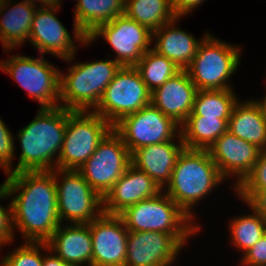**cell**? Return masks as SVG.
I'll list each match as a JSON object with an SVG mask.
<instances>
[{
  "mask_svg": "<svg viewBox=\"0 0 266 266\" xmlns=\"http://www.w3.org/2000/svg\"><path fill=\"white\" fill-rule=\"evenodd\" d=\"M2 183L11 198L12 224L25 242H47L59 227L57 188L52 171L8 174Z\"/></svg>",
  "mask_w": 266,
  "mask_h": 266,
  "instance_id": "obj_1",
  "label": "cell"
},
{
  "mask_svg": "<svg viewBox=\"0 0 266 266\" xmlns=\"http://www.w3.org/2000/svg\"><path fill=\"white\" fill-rule=\"evenodd\" d=\"M37 113L17 133L21 154L13 173L56 169L67 127L68 109L61 106L40 108Z\"/></svg>",
  "mask_w": 266,
  "mask_h": 266,
  "instance_id": "obj_2",
  "label": "cell"
},
{
  "mask_svg": "<svg viewBox=\"0 0 266 266\" xmlns=\"http://www.w3.org/2000/svg\"><path fill=\"white\" fill-rule=\"evenodd\" d=\"M225 180L208 149L184 148L180 153L165 193L192 219V208Z\"/></svg>",
  "mask_w": 266,
  "mask_h": 266,
  "instance_id": "obj_3",
  "label": "cell"
},
{
  "mask_svg": "<svg viewBox=\"0 0 266 266\" xmlns=\"http://www.w3.org/2000/svg\"><path fill=\"white\" fill-rule=\"evenodd\" d=\"M118 215L128 231L171 234L183 248L189 236L200 230L199 225L192 224L193 220L164 191L128 206Z\"/></svg>",
  "mask_w": 266,
  "mask_h": 266,
  "instance_id": "obj_4",
  "label": "cell"
},
{
  "mask_svg": "<svg viewBox=\"0 0 266 266\" xmlns=\"http://www.w3.org/2000/svg\"><path fill=\"white\" fill-rule=\"evenodd\" d=\"M121 67L112 58L75 63L67 74L60 71L59 106L71 111H93Z\"/></svg>",
  "mask_w": 266,
  "mask_h": 266,
  "instance_id": "obj_5",
  "label": "cell"
},
{
  "mask_svg": "<svg viewBox=\"0 0 266 266\" xmlns=\"http://www.w3.org/2000/svg\"><path fill=\"white\" fill-rule=\"evenodd\" d=\"M240 50L207 32L185 70L198 90L232 89L228 80L240 64Z\"/></svg>",
  "mask_w": 266,
  "mask_h": 266,
  "instance_id": "obj_6",
  "label": "cell"
},
{
  "mask_svg": "<svg viewBox=\"0 0 266 266\" xmlns=\"http://www.w3.org/2000/svg\"><path fill=\"white\" fill-rule=\"evenodd\" d=\"M113 126L93 111L68 110L67 127L56 169L78 170Z\"/></svg>",
  "mask_w": 266,
  "mask_h": 266,
  "instance_id": "obj_7",
  "label": "cell"
},
{
  "mask_svg": "<svg viewBox=\"0 0 266 266\" xmlns=\"http://www.w3.org/2000/svg\"><path fill=\"white\" fill-rule=\"evenodd\" d=\"M9 74L20 87L36 99L40 108H55L60 99V70L40 58L13 55L6 61H0V70Z\"/></svg>",
  "mask_w": 266,
  "mask_h": 266,
  "instance_id": "obj_8",
  "label": "cell"
},
{
  "mask_svg": "<svg viewBox=\"0 0 266 266\" xmlns=\"http://www.w3.org/2000/svg\"><path fill=\"white\" fill-rule=\"evenodd\" d=\"M151 103V91L134 66H122L93 110L112 126Z\"/></svg>",
  "mask_w": 266,
  "mask_h": 266,
  "instance_id": "obj_9",
  "label": "cell"
},
{
  "mask_svg": "<svg viewBox=\"0 0 266 266\" xmlns=\"http://www.w3.org/2000/svg\"><path fill=\"white\" fill-rule=\"evenodd\" d=\"M54 177L60 223L66 219L71 224H87L103 213V198L77 170L54 169Z\"/></svg>",
  "mask_w": 266,
  "mask_h": 266,
  "instance_id": "obj_10",
  "label": "cell"
},
{
  "mask_svg": "<svg viewBox=\"0 0 266 266\" xmlns=\"http://www.w3.org/2000/svg\"><path fill=\"white\" fill-rule=\"evenodd\" d=\"M130 165L131 153L112 129L77 171L103 198Z\"/></svg>",
  "mask_w": 266,
  "mask_h": 266,
  "instance_id": "obj_11",
  "label": "cell"
},
{
  "mask_svg": "<svg viewBox=\"0 0 266 266\" xmlns=\"http://www.w3.org/2000/svg\"><path fill=\"white\" fill-rule=\"evenodd\" d=\"M113 129L122 137L130 153L145 145L182 138L180 125L151 103L124 116Z\"/></svg>",
  "mask_w": 266,
  "mask_h": 266,
  "instance_id": "obj_12",
  "label": "cell"
},
{
  "mask_svg": "<svg viewBox=\"0 0 266 266\" xmlns=\"http://www.w3.org/2000/svg\"><path fill=\"white\" fill-rule=\"evenodd\" d=\"M103 37L116 52L115 61L121 66H135L152 45V32L125 14L98 26L87 37L90 44Z\"/></svg>",
  "mask_w": 266,
  "mask_h": 266,
  "instance_id": "obj_13",
  "label": "cell"
},
{
  "mask_svg": "<svg viewBox=\"0 0 266 266\" xmlns=\"http://www.w3.org/2000/svg\"><path fill=\"white\" fill-rule=\"evenodd\" d=\"M92 266H125L129 231L119 215L102 213L90 222Z\"/></svg>",
  "mask_w": 266,
  "mask_h": 266,
  "instance_id": "obj_14",
  "label": "cell"
},
{
  "mask_svg": "<svg viewBox=\"0 0 266 266\" xmlns=\"http://www.w3.org/2000/svg\"><path fill=\"white\" fill-rule=\"evenodd\" d=\"M58 7H38L34 13L28 42L43 56L52 54L66 62L75 59L76 46L67 29L55 15Z\"/></svg>",
  "mask_w": 266,
  "mask_h": 266,
  "instance_id": "obj_15",
  "label": "cell"
},
{
  "mask_svg": "<svg viewBox=\"0 0 266 266\" xmlns=\"http://www.w3.org/2000/svg\"><path fill=\"white\" fill-rule=\"evenodd\" d=\"M222 177L236 175L234 189L252 172L261 150L230 131L224 132L208 149Z\"/></svg>",
  "mask_w": 266,
  "mask_h": 266,
  "instance_id": "obj_16",
  "label": "cell"
},
{
  "mask_svg": "<svg viewBox=\"0 0 266 266\" xmlns=\"http://www.w3.org/2000/svg\"><path fill=\"white\" fill-rule=\"evenodd\" d=\"M182 247L171 234L129 231L125 266H170Z\"/></svg>",
  "mask_w": 266,
  "mask_h": 266,
  "instance_id": "obj_17",
  "label": "cell"
},
{
  "mask_svg": "<svg viewBox=\"0 0 266 266\" xmlns=\"http://www.w3.org/2000/svg\"><path fill=\"white\" fill-rule=\"evenodd\" d=\"M163 189L132 164L103 197V212L118 215L128 206L160 194Z\"/></svg>",
  "mask_w": 266,
  "mask_h": 266,
  "instance_id": "obj_18",
  "label": "cell"
},
{
  "mask_svg": "<svg viewBox=\"0 0 266 266\" xmlns=\"http://www.w3.org/2000/svg\"><path fill=\"white\" fill-rule=\"evenodd\" d=\"M186 70H181L151 92V104L180 126L192 112L197 94Z\"/></svg>",
  "mask_w": 266,
  "mask_h": 266,
  "instance_id": "obj_19",
  "label": "cell"
},
{
  "mask_svg": "<svg viewBox=\"0 0 266 266\" xmlns=\"http://www.w3.org/2000/svg\"><path fill=\"white\" fill-rule=\"evenodd\" d=\"M145 145L131 153V164L148 174L162 189L171 181L176 161L185 148L182 138ZM177 143V144H176Z\"/></svg>",
  "mask_w": 266,
  "mask_h": 266,
  "instance_id": "obj_20",
  "label": "cell"
},
{
  "mask_svg": "<svg viewBox=\"0 0 266 266\" xmlns=\"http://www.w3.org/2000/svg\"><path fill=\"white\" fill-rule=\"evenodd\" d=\"M49 249L71 266H92L90 223L59 225L46 242Z\"/></svg>",
  "mask_w": 266,
  "mask_h": 266,
  "instance_id": "obj_21",
  "label": "cell"
},
{
  "mask_svg": "<svg viewBox=\"0 0 266 266\" xmlns=\"http://www.w3.org/2000/svg\"><path fill=\"white\" fill-rule=\"evenodd\" d=\"M228 131L266 151V109L262 101L238 100L228 121Z\"/></svg>",
  "mask_w": 266,
  "mask_h": 266,
  "instance_id": "obj_22",
  "label": "cell"
},
{
  "mask_svg": "<svg viewBox=\"0 0 266 266\" xmlns=\"http://www.w3.org/2000/svg\"><path fill=\"white\" fill-rule=\"evenodd\" d=\"M178 19L180 17L152 32V39L155 38L153 42L156 41L152 49L185 70L196 55L202 39L199 41L187 31L176 28L175 24Z\"/></svg>",
  "mask_w": 266,
  "mask_h": 266,
  "instance_id": "obj_23",
  "label": "cell"
},
{
  "mask_svg": "<svg viewBox=\"0 0 266 266\" xmlns=\"http://www.w3.org/2000/svg\"><path fill=\"white\" fill-rule=\"evenodd\" d=\"M74 10V38L88 45L87 37L98 26L124 14L125 0H77Z\"/></svg>",
  "mask_w": 266,
  "mask_h": 266,
  "instance_id": "obj_24",
  "label": "cell"
},
{
  "mask_svg": "<svg viewBox=\"0 0 266 266\" xmlns=\"http://www.w3.org/2000/svg\"><path fill=\"white\" fill-rule=\"evenodd\" d=\"M10 1L4 0L0 12V43L6 51L21 46L27 39L29 40L34 13L38 8L29 0L16 3L10 9L6 8L9 7Z\"/></svg>",
  "mask_w": 266,
  "mask_h": 266,
  "instance_id": "obj_25",
  "label": "cell"
},
{
  "mask_svg": "<svg viewBox=\"0 0 266 266\" xmlns=\"http://www.w3.org/2000/svg\"><path fill=\"white\" fill-rule=\"evenodd\" d=\"M228 121L216 117L188 116L180 126L185 148L209 149L228 130Z\"/></svg>",
  "mask_w": 266,
  "mask_h": 266,
  "instance_id": "obj_26",
  "label": "cell"
},
{
  "mask_svg": "<svg viewBox=\"0 0 266 266\" xmlns=\"http://www.w3.org/2000/svg\"><path fill=\"white\" fill-rule=\"evenodd\" d=\"M124 14L151 32L177 18L170 0H125Z\"/></svg>",
  "mask_w": 266,
  "mask_h": 266,
  "instance_id": "obj_27",
  "label": "cell"
},
{
  "mask_svg": "<svg viewBox=\"0 0 266 266\" xmlns=\"http://www.w3.org/2000/svg\"><path fill=\"white\" fill-rule=\"evenodd\" d=\"M245 203L251 209V214L234 217L229 224L231 243L238 251H243V254L266 233V218L263 211L248 202Z\"/></svg>",
  "mask_w": 266,
  "mask_h": 266,
  "instance_id": "obj_28",
  "label": "cell"
},
{
  "mask_svg": "<svg viewBox=\"0 0 266 266\" xmlns=\"http://www.w3.org/2000/svg\"><path fill=\"white\" fill-rule=\"evenodd\" d=\"M235 95L234 89L198 90L192 112L188 116L229 119L239 100Z\"/></svg>",
  "mask_w": 266,
  "mask_h": 266,
  "instance_id": "obj_29",
  "label": "cell"
},
{
  "mask_svg": "<svg viewBox=\"0 0 266 266\" xmlns=\"http://www.w3.org/2000/svg\"><path fill=\"white\" fill-rule=\"evenodd\" d=\"M134 67L151 92L182 70L170 59L158 54L152 48L143 54Z\"/></svg>",
  "mask_w": 266,
  "mask_h": 266,
  "instance_id": "obj_30",
  "label": "cell"
},
{
  "mask_svg": "<svg viewBox=\"0 0 266 266\" xmlns=\"http://www.w3.org/2000/svg\"><path fill=\"white\" fill-rule=\"evenodd\" d=\"M42 249L48 251L46 242H25L10 254L4 255L0 266H42Z\"/></svg>",
  "mask_w": 266,
  "mask_h": 266,
  "instance_id": "obj_31",
  "label": "cell"
},
{
  "mask_svg": "<svg viewBox=\"0 0 266 266\" xmlns=\"http://www.w3.org/2000/svg\"><path fill=\"white\" fill-rule=\"evenodd\" d=\"M264 188H266V151H261L252 172L235 188L241 200L250 203Z\"/></svg>",
  "mask_w": 266,
  "mask_h": 266,
  "instance_id": "obj_32",
  "label": "cell"
},
{
  "mask_svg": "<svg viewBox=\"0 0 266 266\" xmlns=\"http://www.w3.org/2000/svg\"><path fill=\"white\" fill-rule=\"evenodd\" d=\"M14 147L13 134L0 117V167H2L7 175L13 174L12 161L15 157L14 149H16Z\"/></svg>",
  "mask_w": 266,
  "mask_h": 266,
  "instance_id": "obj_33",
  "label": "cell"
},
{
  "mask_svg": "<svg viewBox=\"0 0 266 266\" xmlns=\"http://www.w3.org/2000/svg\"><path fill=\"white\" fill-rule=\"evenodd\" d=\"M9 198V194L4 185H0V199ZM14 227L12 224V204L9 203L8 207L0 205V249L3 245L9 244L14 240Z\"/></svg>",
  "mask_w": 266,
  "mask_h": 266,
  "instance_id": "obj_34",
  "label": "cell"
},
{
  "mask_svg": "<svg viewBox=\"0 0 266 266\" xmlns=\"http://www.w3.org/2000/svg\"><path fill=\"white\" fill-rule=\"evenodd\" d=\"M240 263L242 266H266V233L243 254Z\"/></svg>",
  "mask_w": 266,
  "mask_h": 266,
  "instance_id": "obj_35",
  "label": "cell"
},
{
  "mask_svg": "<svg viewBox=\"0 0 266 266\" xmlns=\"http://www.w3.org/2000/svg\"><path fill=\"white\" fill-rule=\"evenodd\" d=\"M203 1L205 0H170L175 15L180 18L189 15L191 11L197 8V6L199 7Z\"/></svg>",
  "mask_w": 266,
  "mask_h": 266,
  "instance_id": "obj_36",
  "label": "cell"
},
{
  "mask_svg": "<svg viewBox=\"0 0 266 266\" xmlns=\"http://www.w3.org/2000/svg\"><path fill=\"white\" fill-rule=\"evenodd\" d=\"M48 252H51L49 255H44L42 266H71L59 258L55 253L52 254V251L48 249Z\"/></svg>",
  "mask_w": 266,
  "mask_h": 266,
  "instance_id": "obj_37",
  "label": "cell"
},
{
  "mask_svg": "<svg viewBox=\"0 0 266 266\" xmlns=\"http://www.w3.org/2000/svg\"><path fill=\"white\" fill-rule=\"evenodd\" d=\"M255 208L264 210L266 208V188H264L251 202Z\"/></svg>",
  "mask_w": 266,
  "mask_h": 266,
  "instance_id": "obj_38",
  "label": "cell"
},
{
  "mask_svg": "<svg viewBox=\"0 0 266 266\" xmlns=\"http://www.w3.org/2000/svg\"><path fill=\"white\" fill-rule=\"evenodd\" d=\"M32 4L36 5V2H40L41 4L38 7L46 8V7H59L58 0H29Z\"/></svg>",
  "mask_w": 266,
  "mask_h": 266,
  "instance_id": "obj_39",
  "label": "cell"
},
{
  "mask_svg": "<svg viewBox=\"0 0 266 266\" xmlns=\"http://www.w3.org/2000/svg\"><path fill=\"white\" fill-rule=\"evenodd\" d=\"M265 106V109H266V95L263 97V99L261 100Z\"/></svg>",
  "mask_w": 266,
  "mask_h": 266,
  "instance_id": "obj_40",
  "label": "cell"
},
{
  "mask_svg": "<svg viewBox=\"0 0 266 266\" xmlns=\"http://www.w3.org/2000/svg\"><path fill=\"white\" fill-rule=\"evenodd\" d=\"M3 3H4V0H0V12H1V8H2Z\"/></svg>",
  "mask_w": 266,
  "mask_h": 266,
  "instance_id": "obj_41",
  "label": "cell"
},
{
  "mask_svg": "<svg viewBox=\"0 0 266 266\" xmlns=\"http://www.w3.org/2000/svg\"><path fill=\"white\" fill-rule=\"evenodd\" d=\"M263 213H264L265 218H266V208L263 210Z\"/></svg>",
  "mask_w": 266,
  "mask_h": 266,
  "instance_id": "obj_42",
  "label": "cell"
}]
</instances>
